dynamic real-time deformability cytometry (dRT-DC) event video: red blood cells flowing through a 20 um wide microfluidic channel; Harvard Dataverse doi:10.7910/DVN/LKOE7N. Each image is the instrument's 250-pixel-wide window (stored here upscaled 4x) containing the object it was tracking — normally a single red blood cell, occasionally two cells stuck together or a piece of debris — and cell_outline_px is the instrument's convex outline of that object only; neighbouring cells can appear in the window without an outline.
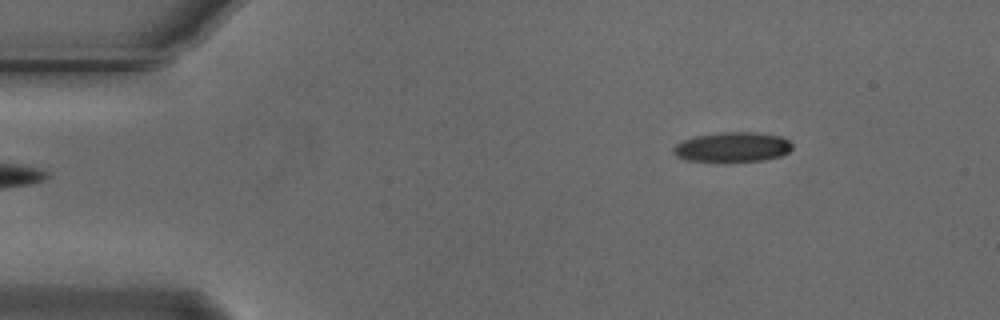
{"species": "Egyptian fruit bat (a non-hibernating species)", "species_latin": "Rousettus aegyptiacus", "temperature_condition": "cold", "stored_images_in_passage": 45, "camera_frame_rate_fps": 3000, "um_per_image_px": 0.085, "animal": {"sex": "male"}, "frame": {"image": 1, "passage_image": 1, "time_ms": 0.0, "image_size_px": [1000, 320], "cell_outline_px": [[792, 148], [788, 152], [780, 156], [764, 160], [688, 160], [676, 156], [672, 152], [672, 148], [676, 144], [684, 140], [696, 136], [720, 132], [756, 132], [784, 136], [792, 144]], "centroid_in_image_um": [62.29, 12.47], "position_along_channel_um": 22.7, "area_um2": 20.35}}
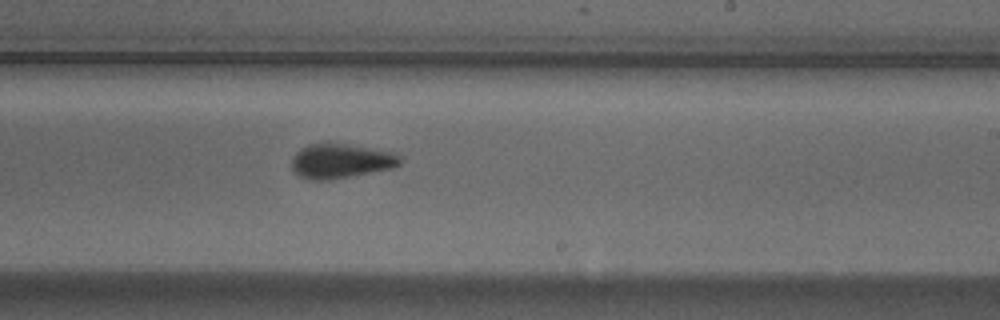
{"frame": {"image": 2, "passage_image": 26, "time_ms": 8.333, "image_size_px": [1000, 320], "cell_outline_px": [[404, 160], [400, 164], [392, 168], [328, 180], [312, 180], [300, 176], [292, 172], [292, 156], [300, 148], [308, 144], [328, 140], [396, 152]], "centroid_in_image_um": [28.95, 13.63], "position_along_channel_um": 260.0, "area_um2": 22.54}}
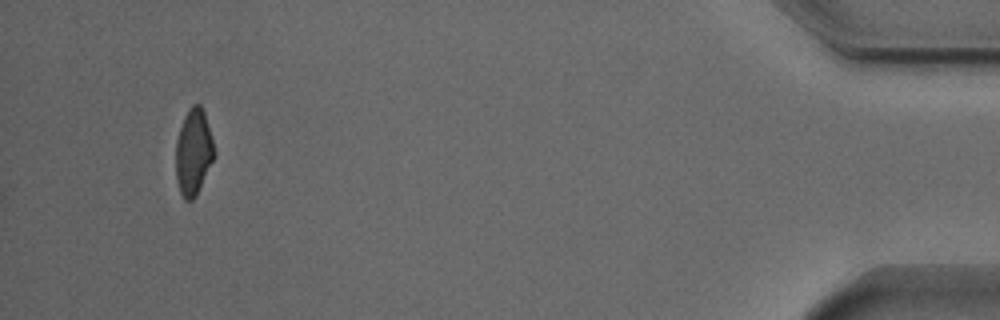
{"frame": {"image": 3, "passage_image": 45, "time_ms": 14.667, "image_size_px": [1000, 320], "cell_outline_px": [[216, 152], [196, 196], [192, 200], [184, 200], [180, 192], [176, 180], [176, 140], [184, 116], [188, 108], [192, 104], [200, 104], [204, 112]], "centroid_in_image_um": [16.43, 12.92], "position_along_channel_um": 418.8, "area_um2": 19.19}, "authors_computed_cell_mechanics": {"area_um2": 21.5016, "velocity_mm_per_s": 3.7448, "shape_relaxation_time_tau1_ms": 4.9986, "shape_relaxation_time_tau2_ms": 4.8654, "deformation_change_tau1": 0.1428, "deformation_change_tau2": 0.1193}}